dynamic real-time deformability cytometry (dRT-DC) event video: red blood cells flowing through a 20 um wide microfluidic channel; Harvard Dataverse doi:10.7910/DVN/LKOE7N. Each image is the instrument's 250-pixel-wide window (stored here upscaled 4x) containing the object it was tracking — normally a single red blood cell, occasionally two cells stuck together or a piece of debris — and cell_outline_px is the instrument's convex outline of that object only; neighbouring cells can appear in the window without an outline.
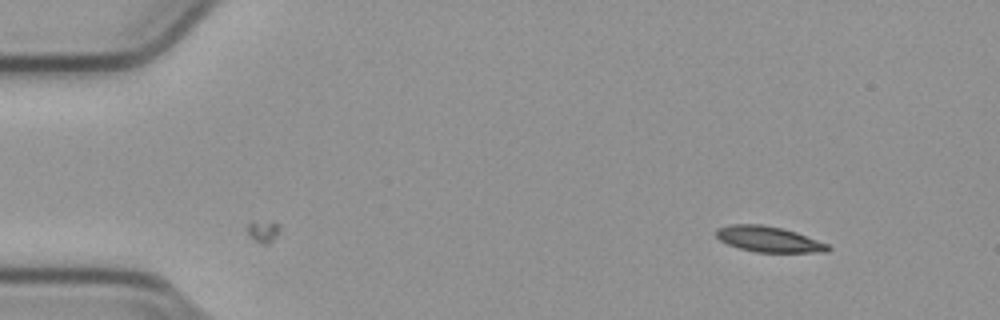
{"species": "common noctule bat (a hibernating species)", "species_latin": "Nyctalus noctula", "temperature_condition": "cold", "stored_images_in_passage": 6, "camera_frame_rate_fps": 3000, "um_per_image_px": 0.085, "animal": {"sex": "male", "body_mass_g": 23.1, "forearm_length_mm": 52.7}, "frame": {"image": 1, "passage_image": 6, "time_ms": 1.667, "image_size_px": [1000, 320], "cell_outline_px": [[832, 248], [828, 252], [756, 252], [740, 248], [728, 244], [720, 240], [716, 236], [716, 228], [728, 224], [760, 224], [780, 228], [796, 232], [828, 244]], "centroid_in_image_um": [65.33, 20.33], "position_along_channel_um": 19.7, "area_um2": 16.65}}